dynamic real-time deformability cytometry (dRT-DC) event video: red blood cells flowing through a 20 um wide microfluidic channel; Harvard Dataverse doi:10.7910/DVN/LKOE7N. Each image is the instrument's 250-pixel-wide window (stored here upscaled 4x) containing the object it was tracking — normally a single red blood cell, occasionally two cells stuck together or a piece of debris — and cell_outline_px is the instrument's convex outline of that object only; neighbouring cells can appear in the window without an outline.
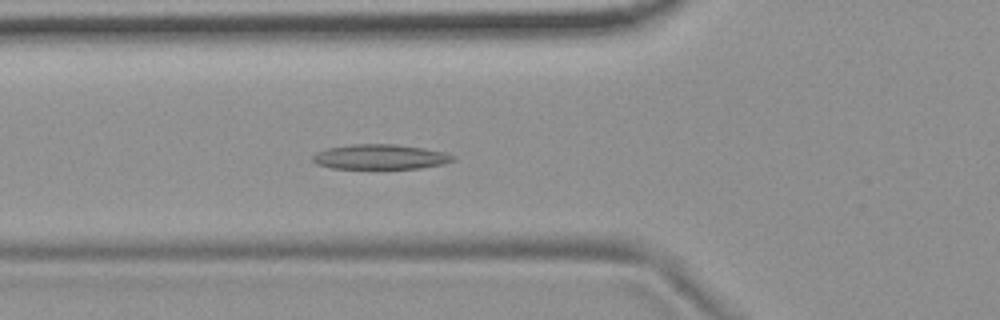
{"species": "common noctule bat (a hibernating species)", "species_latin": "Nyctalus noctula", "temperature_condition": "room temperature", "stored_images_in_passage": 55, "camera_frame_rate_fps": 3000, "um_per_image_px": 0.085, "animal": {"sex": "female", "body_mass_g": 19.9}, "frame": {"image": 1, "passage_image": 19, "time_ms": 6.0, "image_size_px": [1000, 320], "cell_outline_px": [[456, 160], [444, 164], [420, 168], [332, 168], [316, 164], [312, 160], [312, 156], [328, 148], [352, 144], [396, 144], [424, 148], [444, 152], [456, 156]], "centroid_in_image_um": [32.37, 13.33], "position_along_channel_um": 93.4, "area_um2": 20.29}}
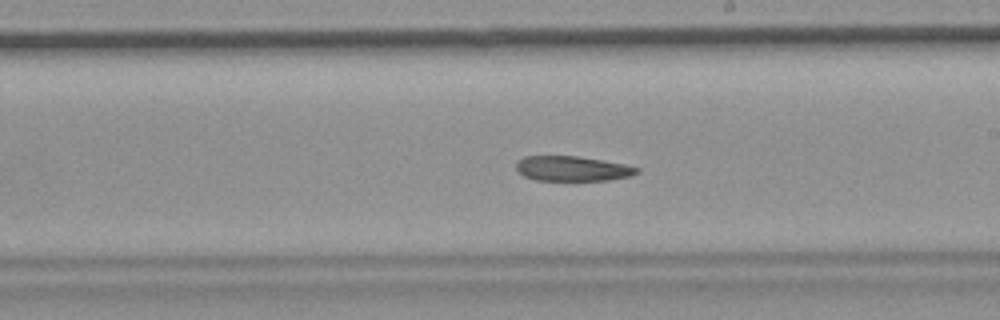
{"frame": {"image": 2, "passage_image": 31, "time_ms": 10.0, "image_size_px": [1000, 320], "cell_outline_px": [[640, 172], [632, 176], [608, 180], [536, 180], [524, 176], [516, 168], [516, 160], [524, 156], [580, 156], [624, 164], [640, 168]], "centroid_in_image_um": [48.66, 14.32], "position_along_channel_um": 240.3, "area_um2": 17.63}}
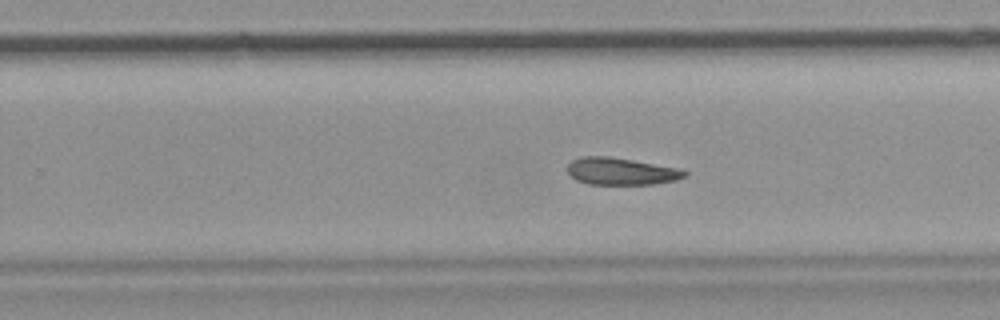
{"frame": {"image": 3, "passage_image": 34, "time_ms": 11.0, "image_size_px": [1000, 320], "cell_outline_px": [[688, 172], [684, 176], [676, 180], [652, 184], [588, 184], [576, 180], [568, 172], [568, 164], [572, 160], [580, 156], [608, 156], [632, 160], [676, 168]], "centroid_in_image_um": [52.74, 14.56], "position_along_channel_um": 277.1, "area_um2": 18.26}}